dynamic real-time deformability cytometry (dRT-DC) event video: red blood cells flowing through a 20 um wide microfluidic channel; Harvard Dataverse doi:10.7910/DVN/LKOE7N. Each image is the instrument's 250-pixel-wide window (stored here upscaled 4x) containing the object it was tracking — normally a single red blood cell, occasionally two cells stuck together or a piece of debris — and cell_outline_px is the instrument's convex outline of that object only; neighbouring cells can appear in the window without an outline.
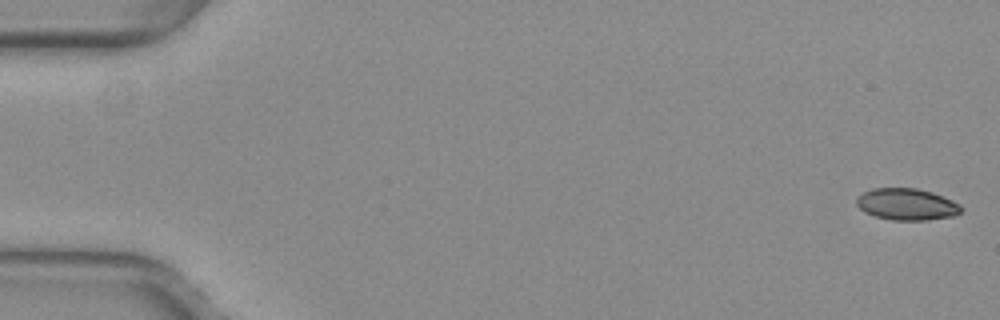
{"species": "common noctule bat (a hibernating species)", "species_latin": "Nyctalus noctula", "temperature_condition": "warm", "stored_images_in_passage": 52, "camera_frame_rate_fps": 3000, "um_per_image_px": 0.085, "animal": {"sex": "female", "body_mass_g": 29.2, "forearm_length_mm": 56.3}, "frame": {"image": 1, "passage_image": 1, "time_ms": 0.0, "image_size_px": [1000, 320], "cell_outline_px": [[964, 208], [956, 216], [928, 220], [892, 220], [876, 216], [864, 212], [856, 204], [856, 200], [864, 192], [872, 188], [916, 188], [932, 192], [952, 200], [960, 204]], "centroid_in_image_um": [77.11, 17.37], "position_along_channel_um": 7.9, "area_um2": 19.36}}
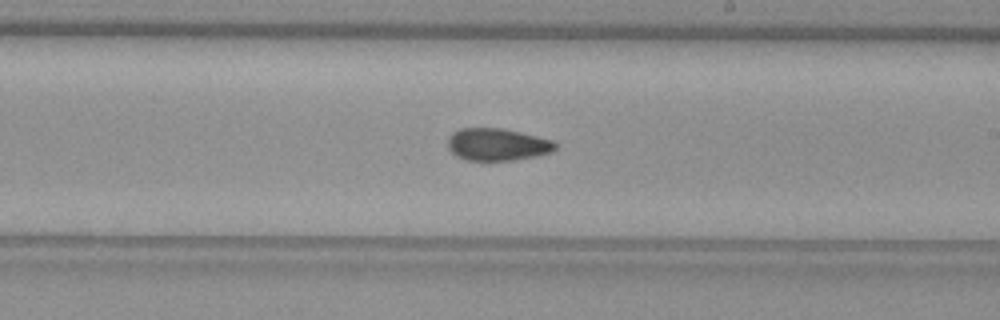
{"frame": {"image": 2, "passage_image": 31, "time_ms": 10.0, "image_size_px": [1000, 320], "cell_outline_px": [[556, 148], [552, 152], [536, 156], [512, 160], [468, 160], [456, 156], [448, 148], [448, 136], [452, 132], [460, 128], [500, 128], [520, 132], [552, 140], [556, 144]], "centroid_in_image_um": [42.25, 12.27], "position_along_channel_um": 246.8, "area_um2": 20.17}}
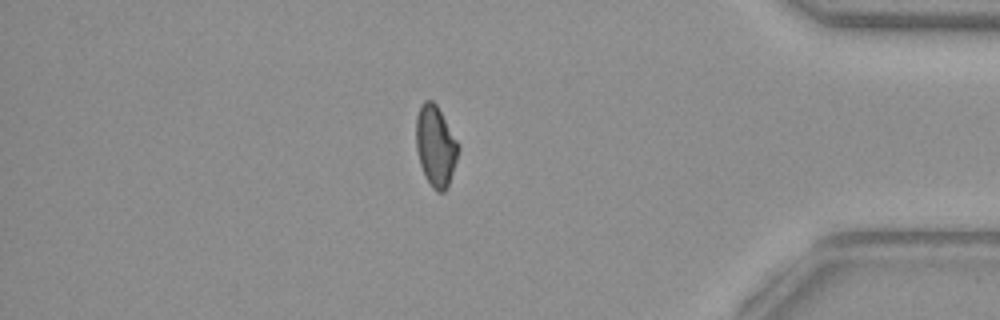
{"frame": {"image": 3, "passage_image": 45, "time_ms": 14.667, "image_size_px": [1000, 320], "cell_outline_px": [[460, 148], [448, 188], [444, 192], [436, 192], [432, 188], [424, 176], [420, 164], [416, 148], [416, 116], [424, 100], [432, 100], [436, 104], [460, 144]], "centroid_in_image_um": [37.04, 12.44], "position_along_channel_um": 398.2, "area_um2": 20.11}}